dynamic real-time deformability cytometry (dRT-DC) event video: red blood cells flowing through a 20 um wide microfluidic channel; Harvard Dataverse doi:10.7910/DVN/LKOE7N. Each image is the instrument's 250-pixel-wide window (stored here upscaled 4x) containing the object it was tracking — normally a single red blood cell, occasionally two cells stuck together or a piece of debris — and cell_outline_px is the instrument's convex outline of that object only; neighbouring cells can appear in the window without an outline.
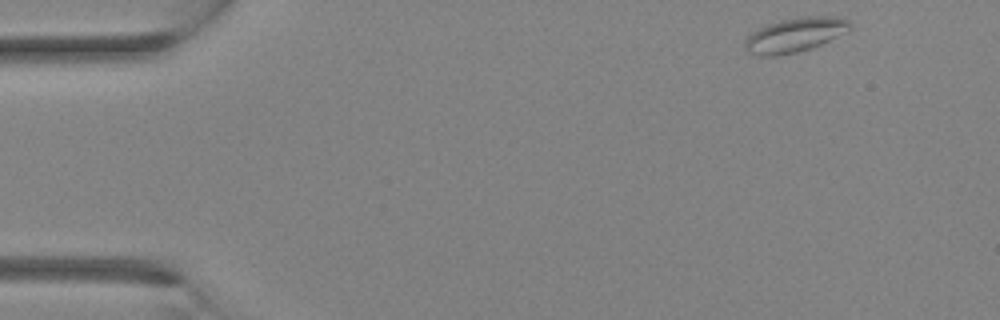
{"species": "Egyptian fruit bat (a non-hibernating species)", "species_latin": "Rousettus aegyptiacus", "temperature_condition": "room temperature", "stored_images_in_passage": 30, "camera_frame_rate_fps": 3000, "um_per_image_px": 0.085, "animal": {"sex": "female"}, "frame": {"image": 1, "passage_image": 1, "time_ms": 0.0, "image_size_px": [1000, 320], "cell_outline_px": [[852, 28], [812, 48], [796, 52], [772, 56], [760, 56], [748, 52], [744, 48], [744, 40], [752, 32], [768, 24], [780, 20], [804, 16], [832, 16], [848, 20], [852, 24]], "centroid_in_image_um": [67.54, 2.96], "position_along_channel_um": 17.5, "area_um2": 20.81}}
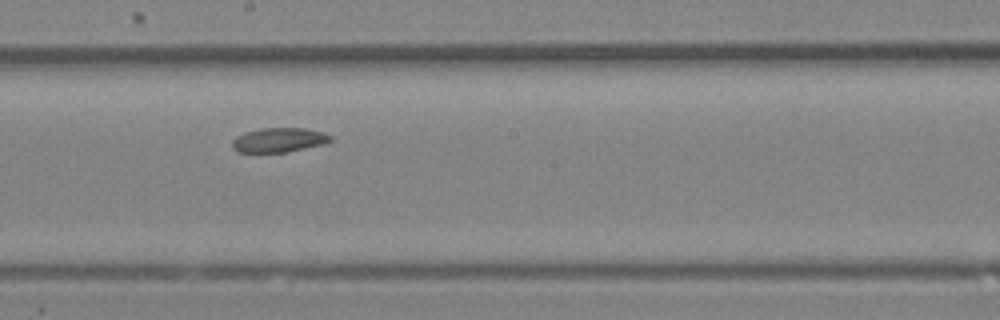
{"frame": {"image": 2, "passage_image": 16, "time_ms": 5.0, "image_size_px": [1000, 320], "cell_outline_px": [[332, 140], [324, 144], [284, 152], [236, 152], [232, 148], [232, 140], [236, 136], [244, 132], [260, 128], [304, 128], [324, 132], [332, 136]], "centroid_in_image_um": [23.68, 11.89], "position_along_channel_um": 224.5, "area_um2": 14.05}}
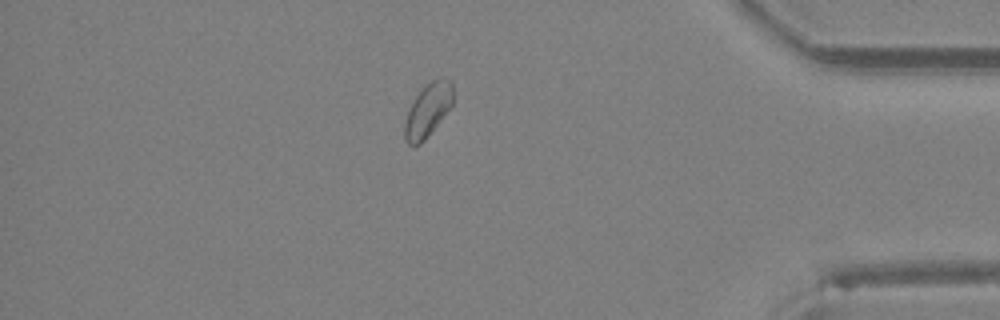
{"frame": {"image": 3, "passage_image": 26, "time_ms": 8.333, "image_size_px": [1000, 320], "cell_outline_px": [[452, 104], [428, 136], [420, 144], [408, 144], [404, 140], [404, 120], [408, 108], [424, 84], [440, 76], [444, 76], [452, 80]], "centroid_in_image_um": [36.34, 9.32], "position_along_channel_um": 398.9, "area_um2": 15.14}}